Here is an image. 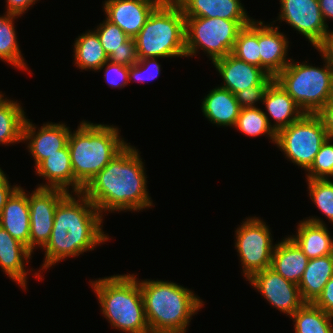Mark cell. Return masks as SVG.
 <instances>
[{"label":"cell","instance_id":"obj_40","mask_svg":"<svg viewBox=\"0 0 333 333\" xmlns=\"http://www.w3.org/2000/svg\"><path fill=\"white\" fill-rule=\"evenodd\" d=\"M313 304L333 316V276Z\"/></svg>","mask_w":333,"mask_h":333},{"label":"cell","instance_id":"obj_6","mask_svg":"<svg viewBox=\"0 0 333 333\" xmlns=\"http://www.w3.org/2000/svg\"><path fill=\"white\" fill-rule=\"evenodd\" d=\"M134 39L138 59L186 57L185 17L180 6L160 3Z\"/></svg>","mask_w":333,"mask_h":333},{"label":"cell","instance_id":"obj_27","mask_svg":"<svg viewBox=\"0 0 333 333\" xmlns=\"http://www.w3.org/2000/svg\"><path fill=\"white\" fill-rule=\"evenodd\" d=\"M74 64L81 70L100 71L101 66L108 61V55L99 41L97 33L88 30L74 41Z\"/></svg>","mask_w":333,"mask_h":333},{"label":"cell","instance_id":"obj_42","mask_svg":"<svg viewBox=\"0 0 333 333\" xmlns=\"http://www.w3.org/2000/svg\"><path fill=\"white\" fill-rule=\"evenodd\" d=\"M316 115L320 118L328 136L333 139V97Z\"/></svg>","mask_w":333,"mask_h":333},{"label":"cell","instance_id":"obj_17","mask_svg":"<svg viewBox=\"0 0 333 333\" xmlns=\"http://www.w3.org/2000/svg\"><path fill=\"white\" fill-rule=\"evenodd\" d=\"M258 21V45L261 68L276 77L291 61L287 58L289 41L278 26Z\"/></svg>","mask_w":333,"mask_h":333},{"label":"cell","instance_id":"obj_1","mask_svg":"<svg viewBox=\"0 0 333 333\" xmlns=\"http://www.w3.org/2000/svg\"><path fill=\"white\" fill-rule=\"evenodd\" d=\"M138 149L128 143L89 182L82 193L103 212L141 211L153 206Z\"/></svg>","mask_w":333,"mask_h":333},{"label":"cell","instance_id":"obj_24","mask_svg":"<svg viewBox=\"0 0 333 333\" xmlns=\"http://www.w3.org/2000/svg\"><path fill=\"white\" fill-rule=\"evenodd\" d=\"M308 262L307 256L288 235L275 244L270 268L286 280L298 285Z\"/></svg>","mask_w":333,"mask_h":333},{"label":"cell","instance_id":"obj_38","mask_svg":"<svg viewBox=\"0 0 333 333\" xmlns=\"http://www.w3.org/2000/svg\"><path fill=\"white\" fill-rule=\"evenodd\" d=\"M105 67V69H103ZM104 71V80L112 88H122L129 84V67L107 61L100 70Z\"/></svg>","mask_w":333,"mask_h":333},{"label":"cell","instance_id":"obj_13","mask_svg":"<svg viewBox=\"0 0 333 333\" xmlns=\"http://www.w3.org/2000/svg\"><path fill=\"white\" fill-rule=\"evenodd\" d=\"M246 281H249L273 308L289 317L305 303L298 285L286 280L270 267L255 273Z\"/></svg>","mask_w":333,"mask_h":333},{"label":"cell","instance_id":"obj_34","mask_svg":"<svg viewBox=\"0 0 333 333\" xmlns=\"http://www.w3.org/2000/svg\"><path fill=\"white\" fill-rule=\"evenodd\" d=\"M94 31L97 33L99 41L108 57L112 52H117L120 49H128L129 37L118 25L111 23L107 19L103 20Z\"/></svg>","mask_w":333,"mask_h":333},{"label":"cell","instance_id":"obj_45","mask_svg":"<svg viewBox=\"0 0 333 333\" xmlns=\"http://www.w3.org/2000/svg\"><path fill=\"white\" fill-rule=\"evenodd\" d=\"M324 22L333 20V0H318Z\"/></svg>","mask_w":333,"mask_h":333},{"label":"cell","instance_id":"obj_22","mask_svg":"<svg viewBox=\"0 0 333 333\" xmlns=\"http://www.w3.org/2000/svg\"><path fill=\"white\" fill-rule=\"evenodd\" d=\"M32 252L23 243L13 238L9 232L0 226V267L19 287L26 290V264L31 259ZM25 261V262H24Z\"/></svg>","mask_w":333,"mask_h":333},{"label":"cell","instance_id":"obj_43","mask_svg":"<svg viewBox=\"0 0 333 333\" xmlns=\"http://www.w3.org/2000/svg\"><path fill=\"white\" fill-rule=\"evenodd\" d=\"M10 181L6 177V174L0 168V213L3 207L6 205L7 200L12 195V193L19 187L16 185L11 186Z\"/></svg>","mask_w":333,"mask_h":333},{"label":"cell","instance_id":"obj_11","mask_svg":"<svg viewBox=\"0 0 333 333\" xmlns=\"http://www.w3.org/2000/svg\"><path fill=\"white\" fill-rule=\"evenodd\" d=\"M68 192L58 188H35L28 193L30 208L29 250L33 253L37 246L41 249L51 236L54 215L58 203ZM36 247V248H35Z\"/></svg>","mask_w":333,"mask_h":333},{"label":"cell","instance_id":"obj_20","mask_svg":"<svg viewBox=\"0 0 333 333\" xmlns=\"http://www.w3.org/2000/svg\"><path fill=\"white\" fill-rule=\"evenodd\" d=\"M263 105L266 108L264 114L276 133L305 114L276 80L267 88L263 97ZM270 118L274 120V123H271Z\"/></svg>","mask_w":333,"mask_h":333},{"label":"cell","instance_id":"obj_37","mask_svg":"<svg viewBox=\"0 0 333 333\" xmlns=\"http://www.w3.org/2000/svg\"><path fill=\"white\" fill-rule=\"evenodd\" d=\"M275 80L270 76L261 86H249L248 88L235 94L239 106L242 108H258L257 103H263L264 94L269 85Z\"/></svg>","mask_w":333,"mask_h":333},{"label":"cell","instance_id":"obj_16","mask_svg":"<svg viewBox=\"0 0 333 333\" xmlns=\"http://www.w3.org/2000/svg\"><path fill=\"white\" fill-rule=\"evenodd\" d=\"M212 63L223 80L220 87L234 95L249 86H261L270 77L262 68L246 63L231 53Z\"/></svg>","mask_w":333,"mask_h":333},{"label":"cell","instance_id":"obj_19","mask_svg":"<svg viewBox=\"0 0 333 333\" xmlns=\"http://www.w3.org/2000/svg\"><path fill=\"white\" fill-rule=\"evenodd\" d=\"M297 232L289 237L300 247L308 259L333 254V237L325 221L317 217H308L298 223Z\"/></svg>","mask_w":333,"mask_h":333},{"label":"cell","instance_id":"obj_8","mask_svg":"<svg viewBox=\"0 0 333 333\" xmlns=\"http://www.w3.org/2000/svg\"><path fill=\"white\" fill-rule=\"evenodd\" d=\"M252 21L185 17L186 58L194 57L200 49L211 62L227 56L233 50L239 31Z\"/></svg>","mask_w":333,"mask_h":333},{"label":"cell","instance_id":"obj_41","mask_svg":"<svg viewBox=\"0 0 333 333\" xmlns=\"http://www.w3.org/2000/svg\"><path fill=\"white\" fill-rule=\"evenodd\" d=\"M325 61L333 68V31L329 30L323 40L315 47Z\"/></svg>","mask_w":333,"mask_h":333},{"label":"cell","instance_id":"obj_26","mask_svg":"<svg viewBox=\"0 0 333 333\" xmlns=\"http://www.w3.org/2000/svg\"><path fill=\"white\" fill-rule=\"evenodd\" d=\"M333 276V254L309 259L298 287L305 303H313Z\"/></svg>","mask_w":333,"mask_h":333},{"label":"cell","instance_id":"obj_28","mask_svg":"<svg viewBox=\"0 0 333 333\" xmlns=\"http://www.w3.org/2000/svg\"><path fill=\"white\" fill-rule=\"evenodd\" d=\"M0 98V144L10 145L22 142L26 115L17 101Z\"/></svg>","mask_w":333,"mask_h":333},{"label":"cell","instance_id":"obj_2","mask_svg":"<svg viewBox=\"0 0 333 333\" xmlns=\"http://www.w3.org/2000/svg\"><path fill=\"white\" fill-rule=\"evenodd\" d=\"M102 224L103 216L82 192H69L56 208L50 239L42 248L45 258L38 272L65 258L92 251L109 240Z\"/></svg>","mask_w":333,"mask_h":333},{"label":"cell","instance_id":"obj_32","mask_svg":"<svg viewBox=\"0 0 333 333\" xmlns=\"http://www.w3.org/2000/svg\"><path fill=\"white\" fill-rule=\"evenodd\" d=\"M231 54L246 63L261 68L258 45V20L254 19L249 25L239 31Z\"/></svg>","mask_w":333,"mask_h":333},{"label":"cell","instance_id":"obj_44","mask_svg":"<svg viewBox=\"0 0 333 333\" xmlns=\"http://www.w3.org/2000/svg\"><path fill=\"white\" fill-rule=\"evenodd\" d=\"M39 0H6V12L22 16L30 7Z\"/></svg>","mask_w":333,"mask_h":333},{"label":"cell","instance_id":"obj_7","mask_svg":"<svg viewBox=\"0 0 333 333\" xmlns=\"http://www.w3.org/2000/svg\"><path fill=\"white\" fill-rule=\"evenodd\" d=\"M322 59V68L291 59L275 77L304 113L316 114L333 97V68Z\"/></svg>","mask_w":333,"mask_h":333},{"label":"cell","instance_id":"obj_14","mask_svg":"<svg viewBox=\"0 0 333 333\" xmlns=\"http://www.w3.org/2000/svg\"><path fill=\"white\" fill-rule=\"evenodd\" d=\"M39 128L32 124L30 119L26 118L23 127L22 142L28 144L27 149L35 161V168L44 159L58 153V150L67 145L71 131L70 127L60 122H48Z\"/></svg>","mask_w":333,"mask_h":333},{"label":"cell","instance_id":"obj_46","mask_svg":"<svg viewBox=\"0 0 333 333\" xmlns=\"http://www.w3.org/2000/svg\"><path fill=\"white\" fill-rule=\"evenodd\" d=\"M160 3L177 4L180 0H158Z\"/></svg>","mask_w":333,"mask_h":333},{"label":"cell","instance_id":"obj_4","mask_svg":"<svg viewBox=\"0 0 333 333\" xmlns=\"http://www.w3.org/2000/svg\"><path fill=\"white\" fill-rule=\"evenodd\" d=\"M113 124L83 120L70 131L67 145L75 180L85 188L128 143Z\"/></svg>","mask_w":333,"mask_h":333},{"label":"cell","instance_id":"obj_39","mask_svg":"<svg viewBox=\"0 0 333 333\" xmlns=\"http://www.w3.org/2000/svg\"><path fill=\"white\" fill-rule=\"evenodd\" d=\"M138 60L136 41L133 38L128 39V49H120L117 52H112L108 57V61L128 67L135 65Z\"/></svg>","mask_w":333,"mask_h":333},{"label":"cell","instance_id":"obj_33","mask_svg":"<svg viewBox=\"0 0 333 333\" xmlns=\"http://www.w3.org/2000/svg\"><path fill=\"white\" fill-rule=\"evenodd\" d=\"M306 181L310 199L333 224V180L307 179Z\"/></svg>","mask_w":333,"mask_h":333},{"label":"cell","instance_id":"obj_35","mask_svg":"<svg viewBox=\"0 0 333 333\" xmlns=\"http://www.w3.org/2000/svg\"><path fill=\"white\" fill-rule=\"evenodd\" d=\"M306 179H330L333 177V139L328 137L306 171Z\"/></svg>","mask_w":333,"mask_h":333},{"label":"cell","instance_id":"obj_25","mask_svg":"<svg viewBox=\"0 0 333 333\" xmlns=\"http://www.w3.org/2000/svg\"><path fill=\"white\" fill-rule=\"evenodd\" d=\"M203 116L216 126L234 127L241 107L236 96L227 89L215 87L201 103Z\"/></svg>","mask_w":333,"mask_h":333},{"label":"cell","instance_id":"obj_18","mask_svg":"<svg viewBox=\"0 0 333 333\" xmlns=\"http://www.w3.org/2000/svg\"><path fill=\"white\" fill-rule=\"evenodd\" d=\"M35 173L48 180L45 184H38L39 188H58L68 193L69 190H72L71 193H81L84 189L74 178L68 145L44 159L35 168Z\"/></svg>","mask_w":333,"mask_h":333},{"label":"cell","instance_id":"obj_23","mask_svg":"<svg viewBox=\"0 0 333 333\" xmlns=\"http://www.w3.org/2000/svg\"><path fill=\"white\" fill-rule=\"evenodd\" d=\"M177 4L182 9L184 17L254 20L247 15L240 0H180Z\"/></svg>","mask_w":333,"mask_h":333},{"label":"cell","instance_id":"obj_12","mask_svg":"<svg viewBox=\"0 0 333 333\" xmlns=\"http://www.w3.org/2000/svg\"><path fill=\"white\" fill-rule=\"evenodd\" d=\"M278 21L289 24L293 30L316 47L329 31L324 22L318 0H280Z\"/></svg>","mask_w":333,"mask_h":333},{"label":"cell","instance_id":"obj_29","mask_svg":"<svg viewBox=\"0 0 333 333\" xmlns=\"http://www.w3.org/2000/svg\"><path fill=\"white\" fill-rule=\"evenodd\" d=\"M18 17L21 16L6 11L4 16L0 15V60L19 70L28 71V64L25 63V58L21 54L14 26V20Z\"/></svg>","mask_w":333,"mask_h":333},{"label":"cell","instance_id":"obj_31","mask_svg":"<svg viewBox=\"0 0 333 333\" xmlns=\"http://www.w3.org/2000/svg\"><path fill=\"white\" fill-rule=\"evenodd\" d=\"M261 108H242L237 118L235 129L244 133L246 136L257 137L266 135L272 140L271 143L276 142V132L270 126L268 118Z\"/></svg>","mask_w":333,"mask_h":333},{"label":"cell","instance_id":"obj_10","mask_svg":"<svg viewBox=\"0 0 333 333\" xmlns=\"http://www.w3.org/2000/svg\"><path fill=\"white\" fill-rule=\"evenodd\" d=\"M235 230V248L241 262L244 278L271 266L275 248L269 226L259 217L244 219Z\"/></svg>","mask_w":333,"mask_h":333},{"label":"cell","instance_id":"obj_15","mask_svg":"<svg viewBox=\"0 0 333 333\" xmlns=\"http://www.w3.org/2000/svg\"><path fill=\"white\" fill-rule=\"evenodd\" d=\"M159 4L158 0H105L103 9L108 21L134 39Z\"/></svg>","mask_w":333,"mask_h":333},{"label":"cell","instance_id":"obj_3","mask_svg":"<svg viewBox=\"0 0 333 333\" xmlns=\"http://www.w3.org/2000/svg\"><path fill=\"white\" fill-rule=\"evenodd\" d=\"M139 284L150 333H186L192 316L204 307L194 291L180 284L158 279Z\"/></svg>","mask_w":333,"mask_h":333},{"label":"cell","instance_id":"obj_9","mask_svg":"<svg viewBox=\"0 0 333 333\" xmlns=\"http://www.w3.org/2000/svg\"><path fill=\"white\" fill-rule=\"evenodd\" d=\"M328 137L320 118L305 113L276 133L275 145L284 152L287 160L307 171Z\"/></svg>","mask_w":333,"mask_h":333},{"label":"cell","instance_id":"obj_36","mask_svg":"<svg viewBox=\"0 0 333 333\" xmlns=\"http://www.w3.org/2000/svg\"><path fill=\"white\" fill-rule=\"evenodd\" d=\"M159 58L139 59L135 65L129 66V82H146L157 79L161 73V65L157 62Z\"/></svg>","mask_w":333,"mask_h":333},{"label":"cell","instance_id":"obj_30","mask_svg":"<svg viewBox=\"0 0 333 333\" xmlns=\"http://www.w3.org/2000/svg\"><path fill=\"white\" fill-rule=\"evenodd\" d=\"M291 319L295 333H333V316L313 303H304Z\"/></svg>","mask_w":333,"mask_h":333},{"label":"cell","instance_id":"obj_21","mask_svg":"<svg viewBox=\"0 0 333 333\" xmlns=\"http://www.w3.org/2000/svg\"><path fill=\"white\" fill-rule=\"evenodd\" d=\"M0 226L29 249L30 208L28 194L20 185L0 213Z\"/></svg>","mask_w":333,"mask_h":333},{"label":"cell","instance_id":"obj_5","mask_svg":"<svg viewBox=\"0 0 333 333\" xmlns=\"http://www.w3.org/2000/svg\"><path fill=\"white\" fill-rule=\"evenodd\" d=\"M90 285L111 327L125 333H150L136 275L114 274L90 281Z\"/></svg>","mask_w":333,"mask_h":333}]
</instances>
